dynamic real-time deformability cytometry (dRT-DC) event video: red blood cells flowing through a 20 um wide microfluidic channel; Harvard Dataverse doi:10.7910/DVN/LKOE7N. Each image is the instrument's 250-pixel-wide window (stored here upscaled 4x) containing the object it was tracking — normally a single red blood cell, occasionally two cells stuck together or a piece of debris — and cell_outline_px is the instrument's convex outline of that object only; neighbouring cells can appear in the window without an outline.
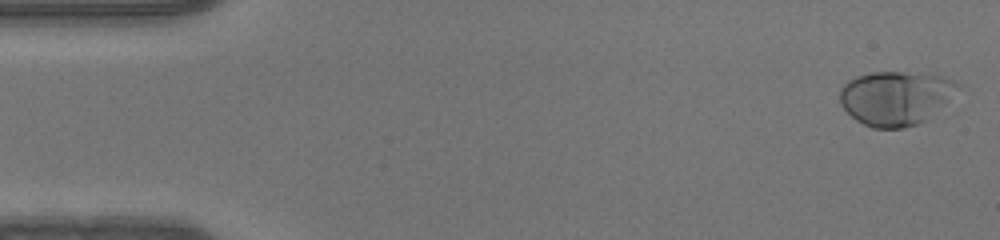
{"species": "human", "species_latin": "Homo sapiens", "temperature_condition": "warm", "stored_images_in_passage": 49, "camera_frame_rate_fps": 3000, "um_per_image_px": 0.085, "donor": {"sex": "male"}, "frame": {"image": 1, "passage_image": 1, "time_ms": 0.0, "image_size_px": [1000, 240], "cell_outline_px": [[960, 84], [948, 100], [932, 120], [920, 124], [904, 128], [872, 128], [856, 120], [840, 104], [840, 88], [848, 80], [856, 76], [872, 72], [924, 72], [940, 76], [952, 80]], "centroid_in_image_um": [76.15, 8.34], "position_along_channel_um": 8.9, "area_um2": 37.69}}
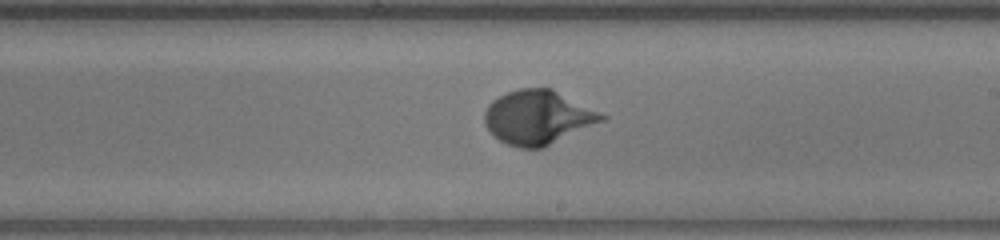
{"frame": {"image": 2, "passage_image": 28, "time_ms": 9.0, "image_size_px": [1000, 240], "cell_outline_px": [[608, 116], [604, 120], [544, 148], [520, 148], [508, 144], [500, 140], [484, 124], [484, 112], [488, 104], [492, 100], [508, 92], [520, 88], [552, 88]], "centroid_in_image_um": [45.72, 9.97], "position_along_channel_um": 243.3, "area_um2": 36.7}}
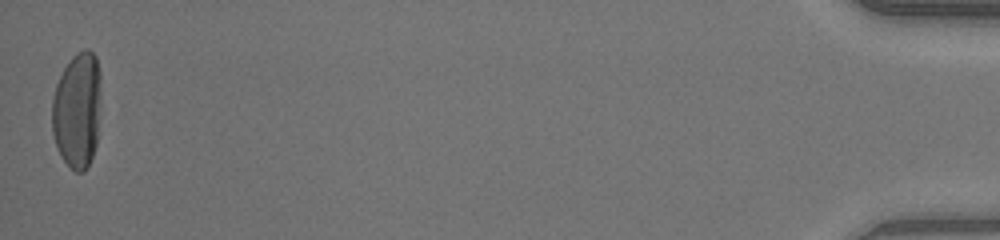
{"frame": {"image": 3, "passage_image": 49, "time_ms": 16.0, "image_size_px": [1000, 240], "cell_outline_px": [[100, 92], [96, 144], [88, 168], [84, 172], [76, 172], [60, 156], [52, 132], [52, 96], [56, 84], [68, 60], [76, 52], [84, 48], [88, 48], [96, 56], [100, 72]], "centroid_in_image_um": [6.56, 9.33], "position_along_channel_um": 428.6, "area_um2": 33.35}}